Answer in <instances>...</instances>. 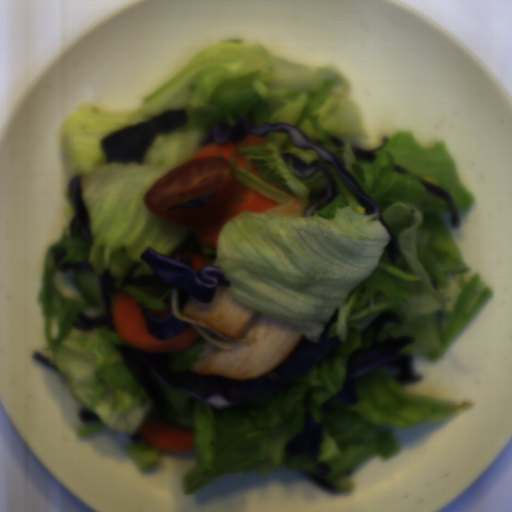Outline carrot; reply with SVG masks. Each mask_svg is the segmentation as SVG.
I'll return each mask as SVG.
<instances>
[{
  "instance_id": "79d8ee17",
  "label": "carrot",
  "mask_w": 512,
  "mask_h": 512,
  "mask_svg": "<svg viewBox=\"0 0 512 512\" xmlns=\"http://www.w3.org/2000/svg\"><path fill=\"white\" fill-rule=\"evenodd\" d=\"M249 174H251L252 176H254L255 178H257L258 180L264 182L265 184L273 187L274 189L280 191V192H283L285 194H288V195H292L293 193L285 188H283L282 186L264 178L262 175H260L255 167V164L253 162V160H250L249 162Z\"/></svg>"
},
{
  "instance_id": "cead05ca",
  "label": "carrot",
  "mask_w": 512,
  "mask_h": 512,
  "mask_svg": "<svg viewBox=\"0 0 512 512\" xmlns=\"http://www.w3.org/2000/svg\"><path fill=\"white\" fill-rule=\"evenodd\" d=\"M232 193L220 215L207 223L190 225L189 229L195 239L205 246L217 248L221 230L225 225L242 212L262 213L280 203L273 200L240 181H236Z\"/></svg>"
},
{
  "instance_id": "07d2c1c8",
  "label": "carrot",
  "mask_w": 512,
  "mask_h": 512,
  "mask_svg": "<svg viewBox=\"0 0 512 512\" xmlns=\"http://www.w3.org/2000/svg\"><path fill=\"white\" fill-rule=\"evenodd\" d=\"M268 143V140L250 134L238 142L228 140L225 143H218L217 141H211L202 146V148L191 157L189 162L200 157H223L229 162L231 159L236 160L237 168L246 170L248 154H239L237 147H261L266 146Z\"/></svg>"
},
{
  "instance_id": "b8716197",
  "label": "carrot",
  "mask_w": 512,
  "mask_h": 512,
  "mask_svg": "<svg viewBox=\"0 0 512 512\" xmlns=\"http://www.w3.org/2000/svg\"><path fill=\"white\" fill-rule=\"evenodd\" d=\"M141 302L129 292H120L112 300L111 318L118 338L127 346L146 353L185 352L200 338V334L190 326L182 333L167 339H157L148 330V322Z\"/></svg>"
},
{
  "instance_id": "1c9b5961",
  "label": "carrot",
  "mask_w": 512,
  "mask_h": 512,
  "mask_svg": "<svg viewBox=\"0 0 512 512\" xmlns=\"http://www.w3.org/2000/svg\"><path fill=\"white\" fill-rule=\"evenodd\" d=\"M136 431L145 444L162 451L183 453L195 448L193 427L182 428L153 415Z\"/></svg>"
},
{
  "instance_id": "abdcd85c",
  "label": "carrot",
  "mask_w": 512,
  "mask_h": 512,
  "mask_svg": "<svg viewBox=\"0 0 512 512\" xmlns=\"http://www.w3.org/2000/svg\"><path fill=\"white\" fill-rule=\"evenodd\" d=\"M163 303L164 305L166 306L165 308L163 309H157V310H151V309H148L151 316H153L154 318H163L164 316H166L169 312L172 311V308H171V302H170V299H164L163 300Z\"/></svg>"
},
{
  "instance_id": "46ec933d",
  "label": "carrot",
  "mask_w": 512,
  "mask_h": 512,
  "mask_svg": "<svg viewBox=\"0 0 512 512\" xmlns=\"http://www.w3.org/2000/svg\"><path fill=\"white\" fill-rule=\"evenodd\" d=\"M189 256V260H190V264L191 266L193 267V269L195 270V272H199L200 269L204 266H206L207 264V261H206V258L205 256L203 255H200L198 253H189L188 254Z\"/></svg>"
}]
</instances>
